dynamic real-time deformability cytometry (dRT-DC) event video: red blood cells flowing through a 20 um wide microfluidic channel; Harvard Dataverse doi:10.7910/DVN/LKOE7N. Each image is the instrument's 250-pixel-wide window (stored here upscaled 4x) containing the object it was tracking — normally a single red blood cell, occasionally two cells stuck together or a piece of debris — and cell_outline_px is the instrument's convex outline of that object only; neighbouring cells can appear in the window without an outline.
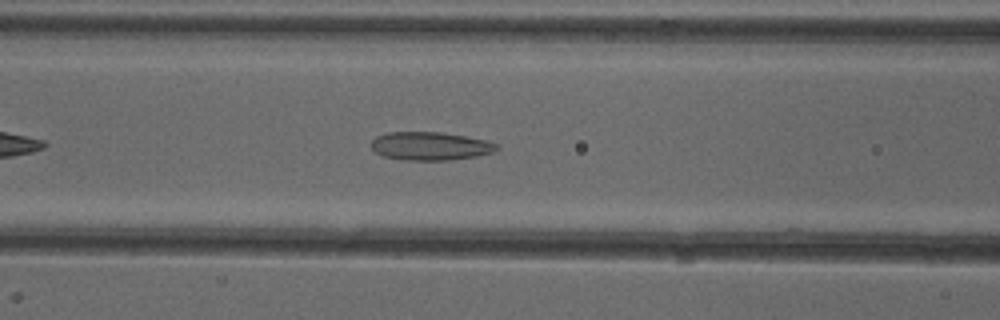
{"species": "common noctule bat (a hibernating species)", "species_latin": "Nyctalus noctula", "temperature_condition": "cold", "stored_images_in_passage": 38, "camera_frame_rate_fps": 3000, "um_per_image_px": 0.085, "animal": {"sex": "female"}, "frame": {"image": 1, "passage_image": 8, "time_ms": 2.333, "image_size_px": [1000, 320], "cell_outline_px": [[500, 148], [496, 152], [476, 156], [448, 160], [404, 160], [384, 156], [376, 152], [372, 148], [372, 140], [376, 136], [388, 132], [440, 132], [488, 140], [500, 144]], "centroid_in_image_um": [36.63, 12.41], "position_along_channel_um": 130.0, "area_um2": 20.81}}
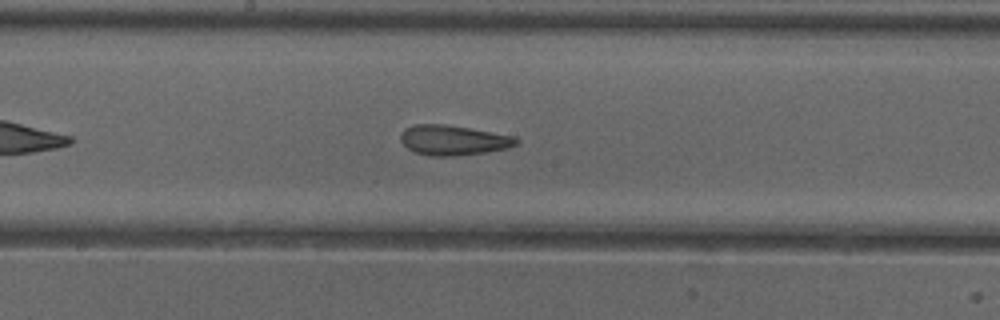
{"frame": {"image": 2, "passage_image": 14, "time_ms": 4.333, "image_size_px": [1000, 320], "cell_outline_px": [[520, 144], [508, 148], [484, 152], [456, 156], [432, 156], [416, 152], [408, 148], [400, 140], [400, 132], [404, 128], [416, 124], [444, 124], [516, 136], [520, 140]], "centroid_in_image_um": [38.55, 11.91], "position_along_channel_um": 209.7, "area_um2": 20.29}}
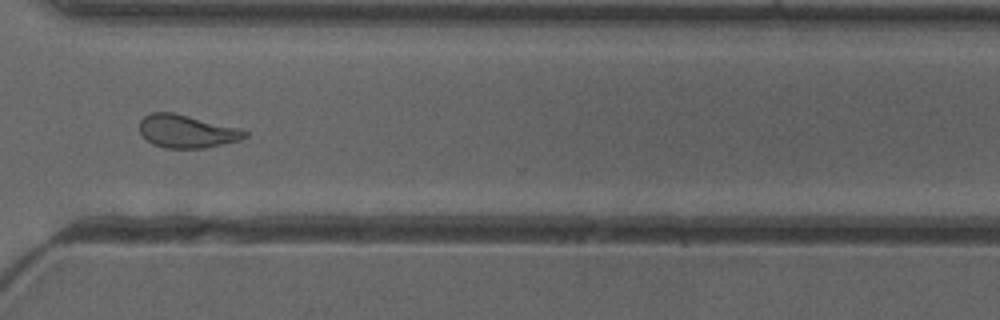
{"frame": {"image": 3, "passage_image": 25, "time_ms": 8.0, "image_size_px": [1000, 320], "cell_outline_px": [[248, 136], [240, 140], [204, 148], [164, 148], [152, 144], [140, 132], [140, 120], [144, 116], [152, 112], [172, 112], [240, 128], [248, 132]], "centroid_in_image_um": [15.88, 11.16], "position_along_channel_um": 354.7, "area_um2": 20.17}, "authors_computed_cell_mechanics": {"area_um2": 20.4612, "velocity_mm_per_s": 3.9744, "shape_relaxation_time_tau1_ms": null, "shape_relaxation_time_tau2_ms": 2.5905, "deformation_change_tau1": null, "deformation_change_tau2": 0.11}}